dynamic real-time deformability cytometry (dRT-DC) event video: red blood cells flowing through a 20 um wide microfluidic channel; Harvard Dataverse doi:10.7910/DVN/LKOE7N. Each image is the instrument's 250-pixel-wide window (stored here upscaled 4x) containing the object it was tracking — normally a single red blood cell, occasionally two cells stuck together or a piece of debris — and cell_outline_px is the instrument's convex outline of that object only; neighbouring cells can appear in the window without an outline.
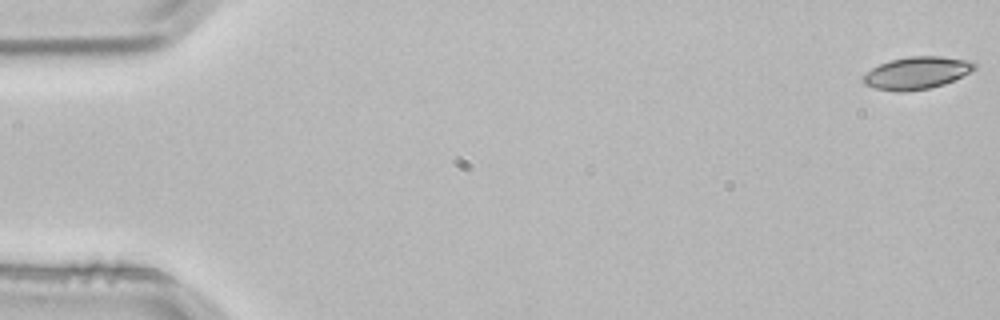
{"species": "common noctule bat (a hibernating species)", "species_latin": "Nyctalus noctula", "temperature_condition": "room temperature", "stored_images_in_passage": 3, "camera_frame_rate_fps": 3000, "um_per_image_px": 0.085, "animal": {"sex": "male", "body_mass_g": 21.5, "forearm_length_mm": 52.0}, "frame": {"image": 1, "passage_image": 1, "time_ms": 0.0, "image_size_px": [1000, 320], "cell_outline_px": [[976, 68], [972, 72], [944, 84], [928, 88], [904, 92], [896, 92], [876, 88], [864, 84], [860, 80], [872, 68], [880, 64], [892, 60], [908, 56], [940, 56], [972, 60], [976, 64]], "centroid_in_image_um": [77.96, 6.19], "position_along_channel_um": 7.0, "area_um2": 21.04}}
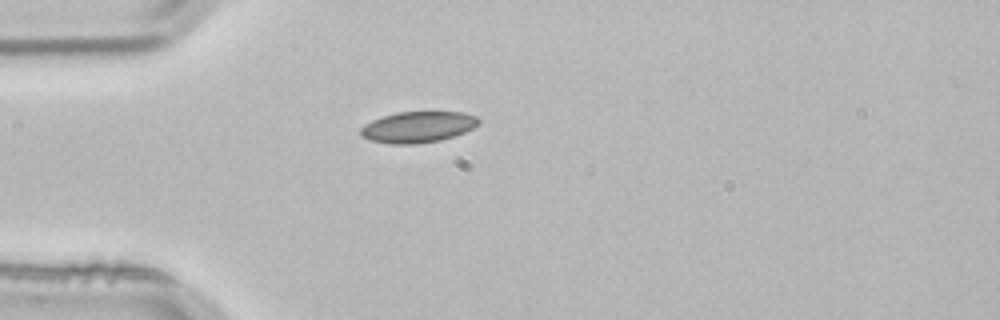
{"frame": {"image": 2, "passage_image": 3, "time_ms": 0.667, "image_size_px": [1000, 320], "cell_outline_px": [[480, 124], [464, 132], [440, 140], [416, 144], [392, 144], [372, 140], [360, 136], [360, 128], [364, 124], [372, 120], [396, 112], [464, 112], [476, 116], [480, 120]], "centroid_in_image_um": [35.52, 10.79], "position_along_channel_um": 49.5, "area_um2": 21.33}}